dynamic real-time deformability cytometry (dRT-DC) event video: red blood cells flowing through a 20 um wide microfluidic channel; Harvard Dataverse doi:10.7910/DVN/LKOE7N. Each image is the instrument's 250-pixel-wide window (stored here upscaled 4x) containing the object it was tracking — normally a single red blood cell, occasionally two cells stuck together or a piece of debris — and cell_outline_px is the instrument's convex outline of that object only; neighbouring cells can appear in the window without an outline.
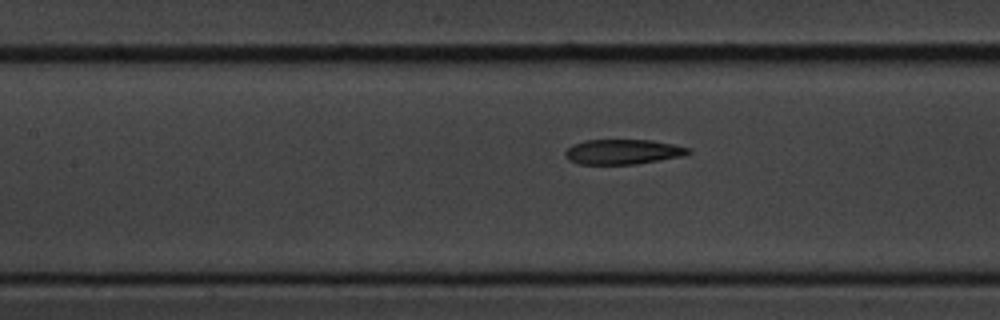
{"species": "common noctule bat (a hibernating species)", "species_latin": "Nyctalus noctula", "temperature_condition": "cold", "stored_images_in_passage": 8, "segment_of_instrument_passage": [2, 2], "camera_frame_rate_fps": 3000, "um_per_image_px": 0.085, "animal": {"sex": "male", "body_mass_g": 20.1, "forearm_length_mm": 53.5}, "frame": {"image": 1, "passage_image": 8, "time_ms": 9.0, "image_size_px": [1000, 320], "cell_outline_px": [[692, 152], [684, 156], [636, 164], [580, 164], [568, 160], [564, 156], [564, 152], [572, 144], [584, 140], [652, 140], [692, 148]], "centroid_in_image_um": [52.95, 12.9], "position_along_channel_um": 154.4, "area_um2": 18.09}}